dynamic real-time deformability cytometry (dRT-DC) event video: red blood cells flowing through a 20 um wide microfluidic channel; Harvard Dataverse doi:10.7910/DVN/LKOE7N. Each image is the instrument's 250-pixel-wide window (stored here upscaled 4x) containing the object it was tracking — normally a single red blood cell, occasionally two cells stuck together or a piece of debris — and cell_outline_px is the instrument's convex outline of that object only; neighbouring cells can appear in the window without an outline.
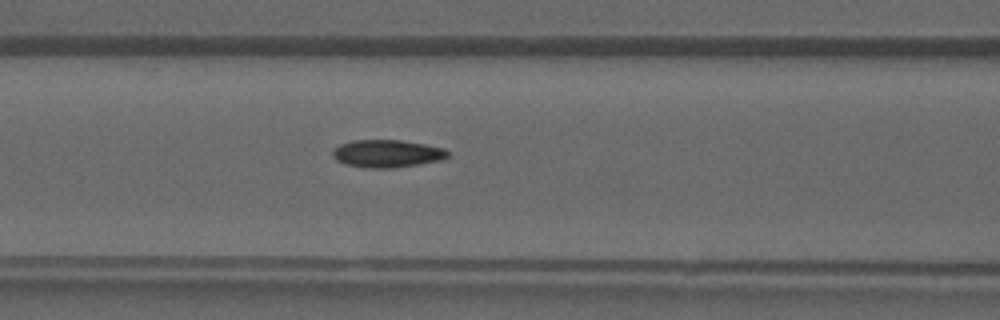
{"species": "common noctule bat (a hibernating species)", "species_latin": "Nyctalus noctula", "temperature_condition": "warm", "stored_images_in_passage": 39, "camera_frame_rate_fps": 3000, "um_per_image_px": 0.085, "animal": {"sex": "male", "forearm_length_mm": 52.5}, "frame": {"image": 1, "passage_image": 16, "time_ms": 5.0, "image_size_px": [1000, 320], "cell_outline_px": [[452, 156], [444, 160], [420, 164], [392, 168], [372, 168], [344, 164], [336, 160], [332, 156], [332, 148], [340, 144], [352, 140], [400, 140], [424, 144], [444, 148], [452, 152]], "centroid_in_image_um": [32.95, 13.05], "position_along_channel_um": 133.7, "area_um2": 18.9}}
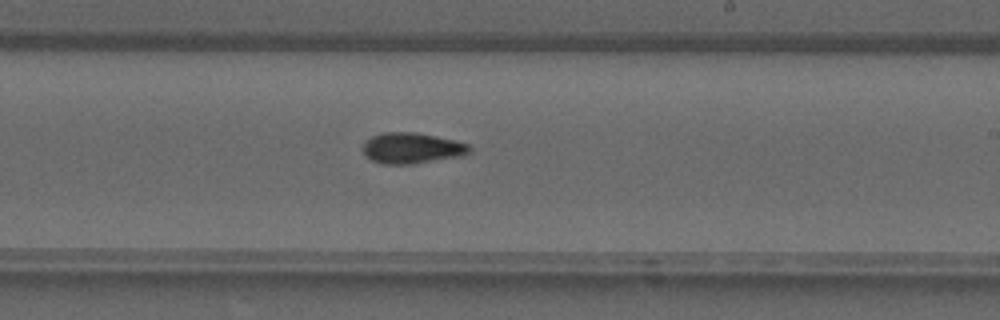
{"frame": {"image": 2, "passage_image": 23, "time_ms": 7.333, "image_size_px": [1000, 320], "cell_outline_px": [[472, 152], [464, 156], [412, 164], [380, 164], [364, 156], [364, 144], [372, 136], [380, 132], [416, 132], [456, 140], [468, 144], [472, 148]], "centroid_in_image_um": [35.05, 12.59], "position_along_channel_um": 253.9, "area_um2": 19.42}}
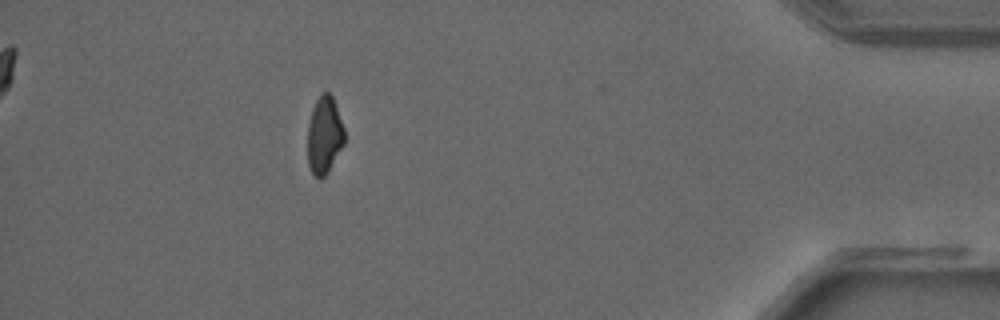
{"frame": {"image": 3, "passage_image": 35, "time_ms": 11.333, "image_size_px": [1000, 320], "cell_outline_px": [[344, 144], [328, 172], [320, 180], [312, 176], [308, 164], [308, 124], [312, 108], [320, 92], [328, 92], [332, 96], [344, 128]], "centroid_in_image_um": [27.55, 11.52], "position_along_channel_um": 407.6, "area_um2": 16.76}}